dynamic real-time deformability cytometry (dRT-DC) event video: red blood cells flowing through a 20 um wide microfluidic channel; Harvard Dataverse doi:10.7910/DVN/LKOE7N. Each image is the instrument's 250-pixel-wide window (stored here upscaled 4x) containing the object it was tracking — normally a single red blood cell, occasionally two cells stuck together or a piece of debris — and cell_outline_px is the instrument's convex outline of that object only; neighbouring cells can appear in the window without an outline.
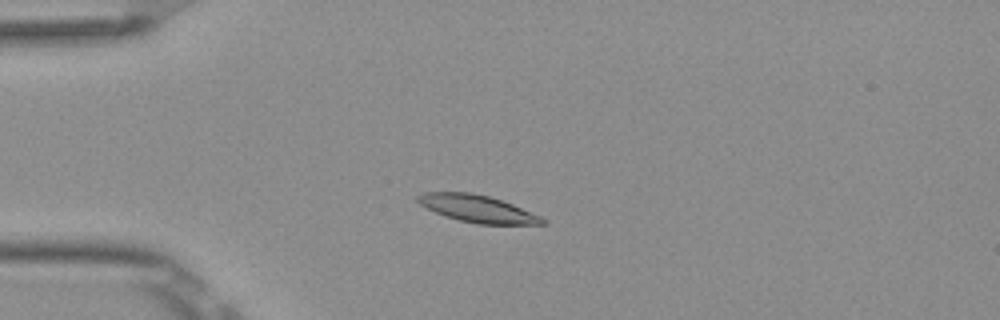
{"species": "Egyptian fruit bat (a non-hibernating species)", "species_latin": "Rousettus aegyptiacus", "temperature_condition": "room temperature", "stored_images_in_passage": 51, "camera_frame_rate_fps": 3000, "um_per_image_px": 0.085, "frame": {"image": 1, "passage_image": 12, "time_ms": 3.667, "image_size_px": [1000, 320], "cell_outline_px": [[548, 224], [476, 224], [444, 216], [420, 204], [416, 200], [416, 196], [424, 192], [472, 192], [488, 196], [512, 204], [540, 216], [548, 220]], "centroid_in_image_um": [40.59, 17.74], "position_along_channel_um": 44.4, "area_um2": 19.65}}
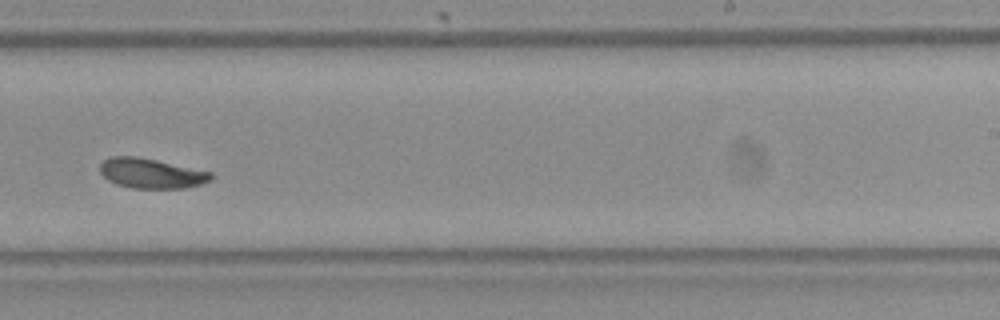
{"frame": {"image": 2, "passage_image": 32, "time_ms": 10.333, "image_size_px": [1000, 320], "cell_outline_px": [[212, 180], [200, 184], [184, 188], [132, 188], [116, 184], [108, 180], [100, 172], [100, 164], [104, 160], [112, 156], [136, 156], [156, 160], [212, 172]], "centroid_in_image_um": [12.84, 14.73], "position_along_channel_um": 276.2, "area_um2": 19.25}}
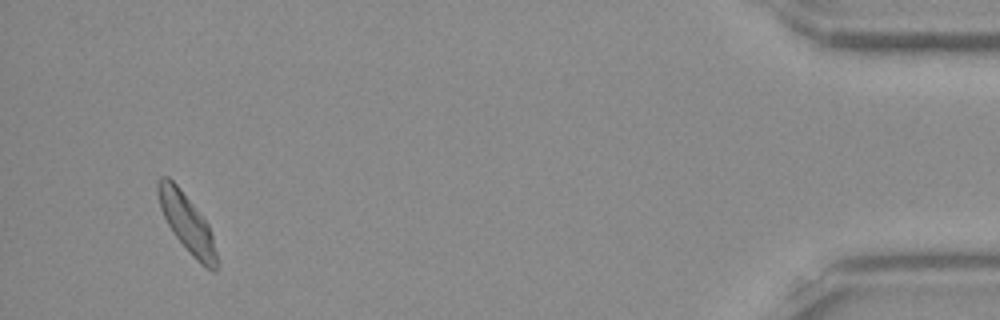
{"frame": {"image": 3, "passage_image": 49, "time_ms": 16.0, "image_size_px": [1000, 320], "cell_outline_px": [[216, 272], [212, 272], [200, 264], [192, 256], [176, 236], [168, 224], [160, 208], [156, 192], [156, 180], [160, 176], [168, 176], [180, 188], [208, 224], [212, 236], [216, 252]], "centroid_in_image_um": [15.85, 18.92], "position_along_channel_um": 419.3, "area_um2": 19.65}, "authors_computed_cell_mechanics": {"area_um2": 19.3052, "velocity_mm_per_s": 3.8184, "shape_relaxation_time_tau1_ms": 2.949, "shape_relaxation_time_tau2_ms": 2.3662, "deformation_change_tau1": 0.1167, "deformation_change_tau2": 0.0638}}